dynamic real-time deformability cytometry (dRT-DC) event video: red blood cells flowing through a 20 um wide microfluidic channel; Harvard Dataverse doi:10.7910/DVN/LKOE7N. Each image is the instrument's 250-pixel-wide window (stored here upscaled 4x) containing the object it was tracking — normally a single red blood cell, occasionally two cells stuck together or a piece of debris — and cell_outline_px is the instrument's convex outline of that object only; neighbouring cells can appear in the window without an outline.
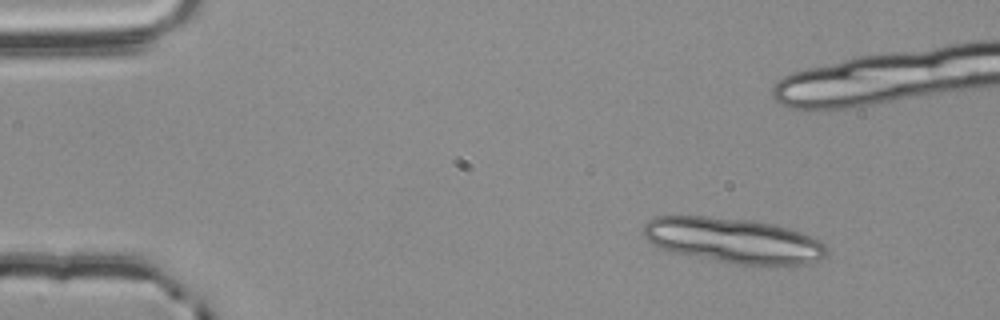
{"species": "common noctule bat (a hibernating species)", "species_latin": "Nyctalus noctula", "temperature_condition": "room temperature", "stored_images_in_passage": 7, "segment_of_instrument_passage": [1, 3], "camera_frame_rate_fps": 3000, "um_per_image_px": 0.085, "animal": {"sex": "male", "body_mass_g": 20.4}, "frame": {"image": 1, "passage_image": 1, "time_ms": 0.0, "image_size_px": [1000, 320], "cell_outline_px": [[828, 256], [820, 260], [808, 264], [736, 264], [672, 252], [660, 248], [652, 244], [644, 236], [644, 224], [652, 216], [708, 216], [752, 220], [776, 224], [812, 236], [820, 240], [828, 248]], "centroid_in_image_um": [62.37, 20.43], "position_along_channel_um": 22.6, "area_um2": 48.44}}